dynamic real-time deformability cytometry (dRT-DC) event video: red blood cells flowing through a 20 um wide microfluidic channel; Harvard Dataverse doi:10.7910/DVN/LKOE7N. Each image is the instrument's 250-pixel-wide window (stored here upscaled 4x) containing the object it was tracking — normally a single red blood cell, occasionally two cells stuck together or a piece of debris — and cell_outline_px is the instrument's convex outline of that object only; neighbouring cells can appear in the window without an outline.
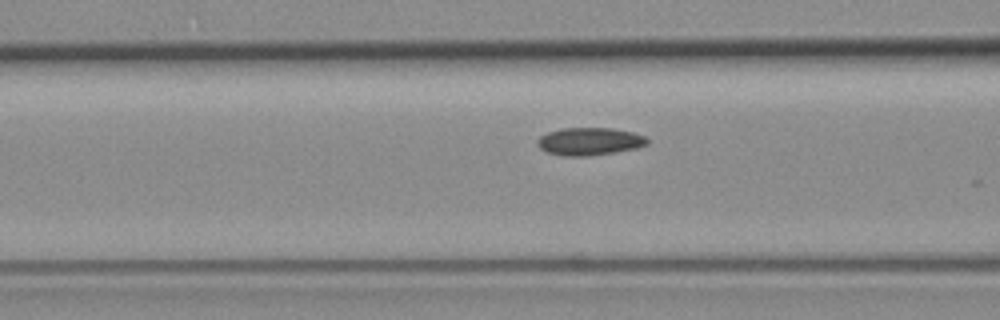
{"species": "common noctule bat (a hibernating species)", "species_latin": "Nyctalus noctula", "temperature_condition": "room temperature", "stored_images_in_passage": 22, "camera_frame_rate_fps": 3000, "um_per_image_px": 0.085, "animal": {"sex": "female", "body_mass_g": 19.3, "forearm_length_mm": 54.1}, "frame": {"image": 1, "passage_image": 18, "time_ms": 5.667, "image_size_px": [1000, 320], "cell_outline_px": [[648, 144], [636, 148], [616, 152], [588, 156], [564, 156], [548, 152], [540, 148], [536, 144], [536, 140], [540, 136], [548, 132], [564, 128], [612, 128], [632, 132], [644, 136], [648, 140]], "centroid_in_image_um": [50.09, 12.02], "position_along_channel_um": 116.5, "area_um2": 17.69}}
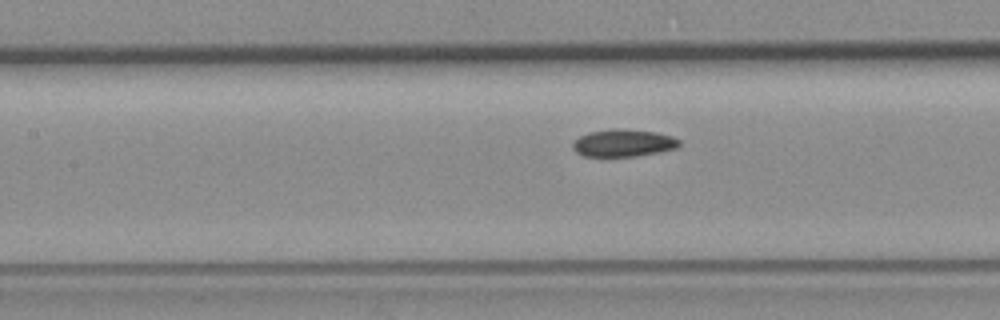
{"frame": {"image": 2, "passage_image": 21, "time_ms": 6.667, "image_size_px": [1000, 320], "cell_outline_px": [[680, 144], [676, 148], [660, 152], [636, 156], [584, 156], [576, 152], [572, 148], [572, 144], [580, 136], [588, 132], [616, 128], [620, 128], [656, 132], [672, 136], [680, 140]], "centroid_in_image_um": [52.99, 12.15], "position_along_channel_um": 154.4, "area_um2": 16.99}}